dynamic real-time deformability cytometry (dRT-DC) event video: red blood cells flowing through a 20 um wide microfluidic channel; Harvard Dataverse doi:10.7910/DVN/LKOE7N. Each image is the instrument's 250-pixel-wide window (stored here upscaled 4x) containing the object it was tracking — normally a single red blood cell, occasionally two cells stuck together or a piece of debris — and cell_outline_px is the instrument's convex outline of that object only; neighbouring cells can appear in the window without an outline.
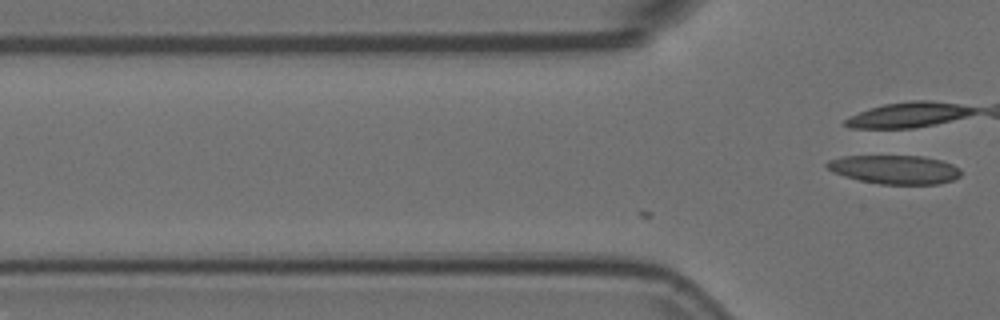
{"species": "Egyptian fruit bat (a non-hibernating species)", "species_latin": "Rousettus aegyptiacus", "temperature_condition": "room temperature", "stored_images_in_passage": 6, "camera_frame_rate_fps": 3000, "um_per_image_px": 0.085, "animal": {"sex": "female"}, "frame": {"image": 1, "passage_image": 6, "time_ms": 1.667, "image_size_px": [1000, 320], "cell_outline_px": [[960, 176], [952, 180], [940, 184], [880, 184], [860, 180], [844, 176], [832, 172], [824, 164], [828, 160], [840, 156], [924, 156], [940, 160], [952, 164], [960, 168]], "centroid_in_image_um": [76.03, 14.4], "position_along_channel_um": 49.8, "area_um2": 22.54}}